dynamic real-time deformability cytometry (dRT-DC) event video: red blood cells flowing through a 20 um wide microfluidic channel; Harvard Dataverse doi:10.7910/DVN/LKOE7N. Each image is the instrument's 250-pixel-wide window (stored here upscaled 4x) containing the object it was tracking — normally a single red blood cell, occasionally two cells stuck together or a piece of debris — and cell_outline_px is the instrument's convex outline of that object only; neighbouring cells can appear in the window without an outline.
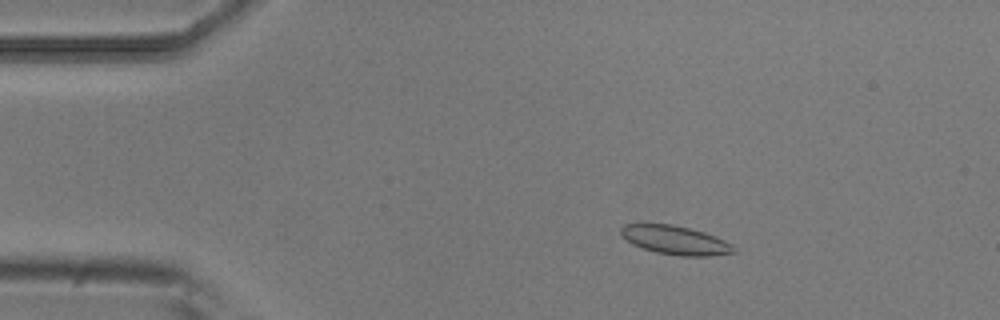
{"species": "common noctule bat (a hibernating species)", "species_latin": "Nyctalus noctula", "temperature_condition": "room temperature", "stored_images_in_passage": 5, "camera_frame_rate_fps": 3000, "um_per_image_px": 0.085, "animal": {"sex": "male", "body_mass_g": 20.5, "forearm_length_mm": 52.5}, "frame": {"image": 1, "passage_image": 3, "time_ms": 0.667, "image_size_px": [1000, 320], "cell_outline_px": [[736, 252], [712, 256], [680, 256], [656, 252], [632, 244], [620, 232], [620, 228], [624, 224], [672, 224], [704, 232], [724, 240], [732, 244], [736, 248]], "centroid_in_image_um": [57.43, 20.42], "position_along_channel_um": 27.6, "area_um2": 18.79}}